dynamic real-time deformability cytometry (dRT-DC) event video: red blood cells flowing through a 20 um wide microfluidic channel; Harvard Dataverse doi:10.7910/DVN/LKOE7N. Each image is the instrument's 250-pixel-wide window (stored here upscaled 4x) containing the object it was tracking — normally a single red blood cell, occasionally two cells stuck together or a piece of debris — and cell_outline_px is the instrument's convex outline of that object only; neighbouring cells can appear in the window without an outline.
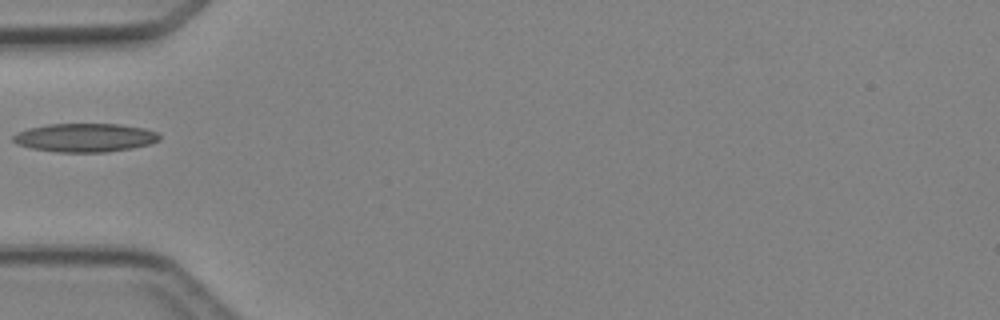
{"species": "Egyptian fruit bat (a non-hibernating species)", "species_latin": "Rousettus aegyptiacus", "temperature_condition": "cold", "stored_images_in_passage": 3, "camera_frame_rate_fps": 3000, "um_per_image_px": 0.085, "animal": {"sex": "female"}, "frame": {"image": 1, "passage_image": 3, "time_ms": 2.333, "image_size_px": [1000, 320], "cell_outline_px": [[160, 140], [148, 144], [132, 148], [108, 152], [56, 152], [32, 148], [16, 144], [12, 140], [12, 136], [28, 128], [48, 124], [120, 124], [144, 128], [156, 132], [160, 136]], "centroid_in_image_um": [7.22, 11.7], "position_along_channel_um": 77.8, "area_um2": 24.33}}